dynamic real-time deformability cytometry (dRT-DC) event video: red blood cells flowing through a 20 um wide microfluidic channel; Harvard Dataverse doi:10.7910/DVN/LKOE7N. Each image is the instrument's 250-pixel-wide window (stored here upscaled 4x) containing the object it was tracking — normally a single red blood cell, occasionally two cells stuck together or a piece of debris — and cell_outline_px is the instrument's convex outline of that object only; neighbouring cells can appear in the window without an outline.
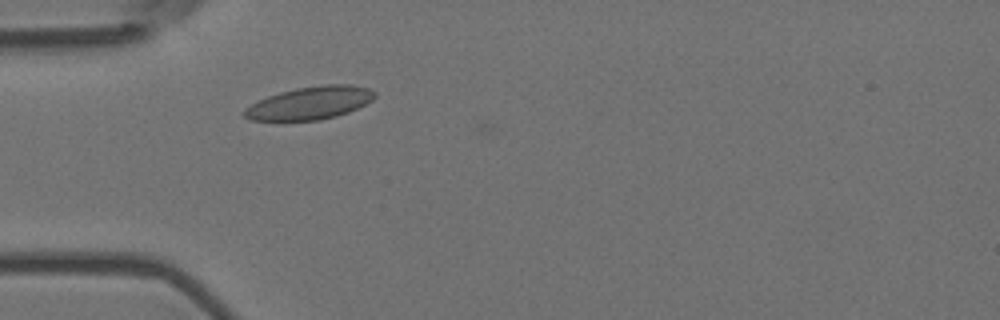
{"species": "Egyptian fruit bat (a non-hibernating species)", "species_latin": "Rousettus aegyptiacus", "temperature_condition": "room temperature", "stored_images_in_passage": 3, "camera_frame_rate_fps": 3000, "um_per_image_px": 0.085, "animal": {"sex": "female"}, "frame": {"image": 1, "passage_image": 3, "time_ms": 0.667, "image_size_px": [1000, 320], "cell_outline_px": [[376, 96], [372, 100], [348, 112], [336, 116], [320, 120], [252, 120], [244, 116], [240, 112], [244, 108], [268, 96], [280, 92], [296, 88], [324, 84], [352, 84], [368, 88], [376, 92]], "centroid_in_image_um": [26.35, 8.74], "position_along_channel_um": 58.7, "area_um2": 24.85}}